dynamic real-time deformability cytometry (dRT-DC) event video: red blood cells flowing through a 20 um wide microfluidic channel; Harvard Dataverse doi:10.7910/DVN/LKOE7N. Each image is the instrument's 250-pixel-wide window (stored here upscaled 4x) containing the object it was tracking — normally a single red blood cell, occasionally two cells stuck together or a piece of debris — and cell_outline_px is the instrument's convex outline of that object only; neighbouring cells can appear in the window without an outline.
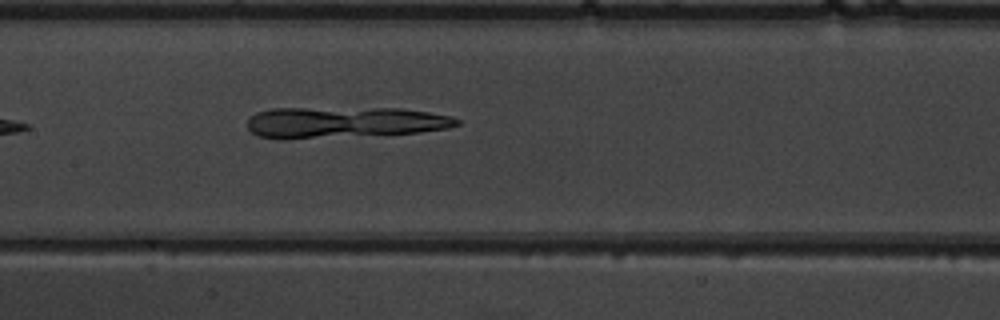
{"species": "common noctule bat (a hibernating species)", "species_latin": "Nyctalus noctula", "temperature_condition": "warm", "stored_images_in_passage": 7, "camera_frame_rate_fps": 3000, "um_per_image_px": 0.085, "animal": {"sex": "male", "body_mass_g": 19.5, "forearm_length_mm": 54.6}, "frame": {"image": 1, "passage_image": 7, "time_ms": 8.0, "image_size_px": [1000, 320], "cell_outline_px": [[460, 124], [448, 128], [420, 132], [312, 136], [260, 136], [252, 132], [248, 128], [248, 120], [256, 112], [272, 108], [404, 108], [452, 116], [460, 120]], "centroid_in_image_um": [29.37, 10.33], "position_along_channel_um": 178.0, "area_um2": 36.3}}